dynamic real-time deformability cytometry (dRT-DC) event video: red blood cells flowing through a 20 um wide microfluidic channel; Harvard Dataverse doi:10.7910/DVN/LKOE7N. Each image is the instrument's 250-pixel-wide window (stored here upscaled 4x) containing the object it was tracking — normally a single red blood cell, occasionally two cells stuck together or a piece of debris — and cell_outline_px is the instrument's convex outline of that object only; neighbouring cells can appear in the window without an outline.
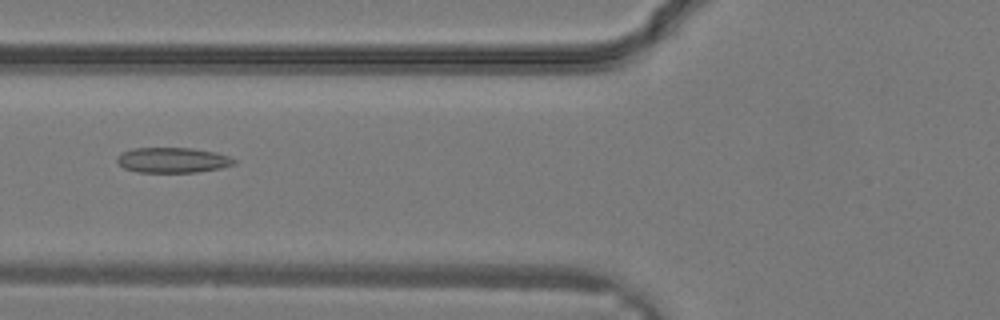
{"species": "common noctule bat (a hibernating species)", "species_latin": "Nyctalus noctula", "temperature_condition": "warm", "stored_images_in_passage": 26, "camera_frame_rate_fps": 3000, "um_per_image_px": 0.085, "animal": {"sex": "male", "body_mass_g": 19.2, "forearm_length_mm": 51.8}, "frame": {"image": 1, "passage_image": 7, "time_ms": 2.0, "image_size_px": [1000, 320], "cell_outline_px": [[236, 164], [220, 168], [196, 172], [136, 172], [124, 168], [116, 160], [116, 156], [120, 152], [132, 148], [192, 148], [216, 152], [228, 156], [236, 160]], "centroid_in_image_um": [14.65, 13.6], "position_along_channel_um": 111.2, "area_um2": 17.34}}
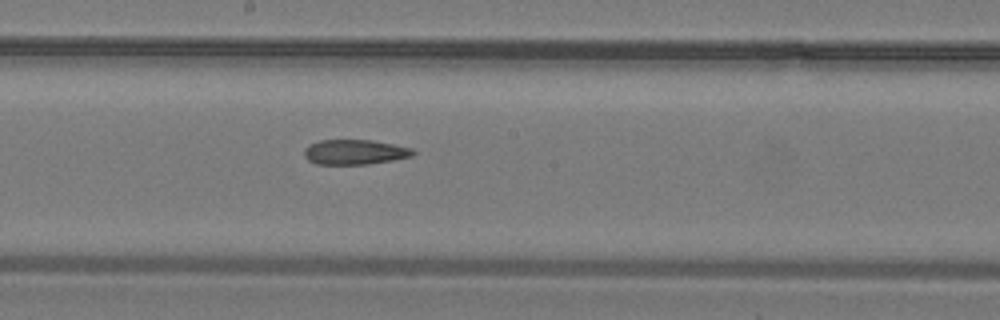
{"frame": {"image": 2, "passage_image": 12, "time_ms": 3.667, "image_size_px": [1000, 320], "cell_outline_px": [[416, 152], [412, 156], [392, 160], [368, 164], [316, 164], [308, 160], [304, 156], [304, 148], [308, 144], [320, 140], [372, 140], [412, 148]], "centroid_in_image_um": [30.12, 12.92], "position_along_channel_um": 218.1, "area_um2": 15.84}}
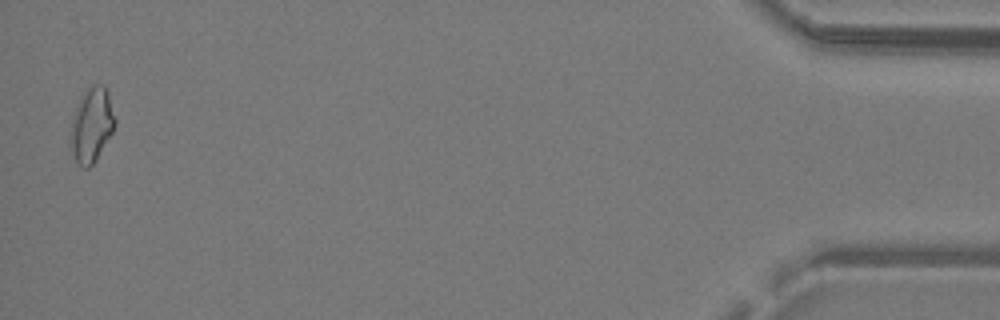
{"frame": {"image": 3, "passage_image": 26, "time_ms": 8.333, "image_size_px": [1000, 320], "cell_outline_px": [[116, 124], [112, 132], [96, 160], [88, 168], [80, 168], [76, 164], [72, 152], [72, 120], [80, 96], [92, 84], [104, 84], [108, 92], [116, 120]], "centroid_in_image_um": [7.81, 10.62], "position_along_channel_um": 427.4, "area_um2": 19.13}}